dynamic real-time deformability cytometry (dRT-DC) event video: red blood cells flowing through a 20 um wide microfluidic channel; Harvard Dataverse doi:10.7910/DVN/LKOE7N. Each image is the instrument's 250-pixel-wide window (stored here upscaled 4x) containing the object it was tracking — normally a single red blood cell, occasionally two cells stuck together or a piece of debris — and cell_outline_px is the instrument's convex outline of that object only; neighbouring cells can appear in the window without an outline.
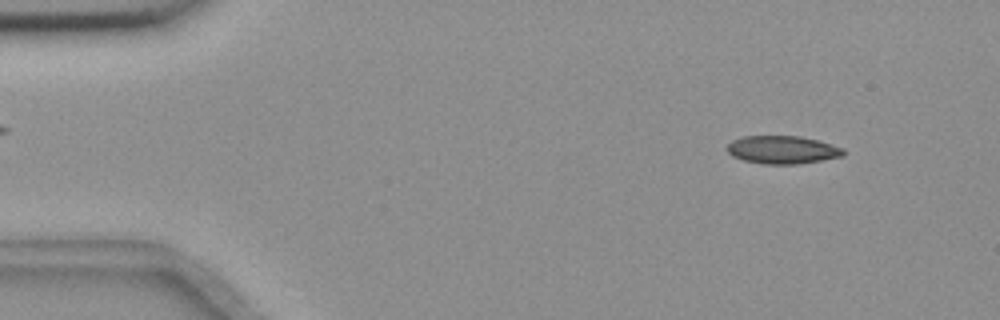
{"species": "common noctule bat (a hibernating species)", "species_latin": "Nyctalus noctula", "temperature_condition": "room temperature", "stored_images_in_passage": 54, "camera_frame_rate_fps": 3000, "um_per_image_px": 0.085, "animal": {"sex": "female", "body_mass_g": 18.4}, "frame": {"image": 1, "passage_image": 5, "time_ms": 1.333, "image_size_px": [1000, 320], "cell_outline_px": [[844, 156], [796, 164], [764, 164], [744, 160], [732, 156], [724, 148], [732, 140], [744, 136], [800, 136], [816, 140], [844, 148]], "centroid_in_image_um": [66.47, 12.73], "position_along_channel_um": 18.5, "area_um2": 18.9}}
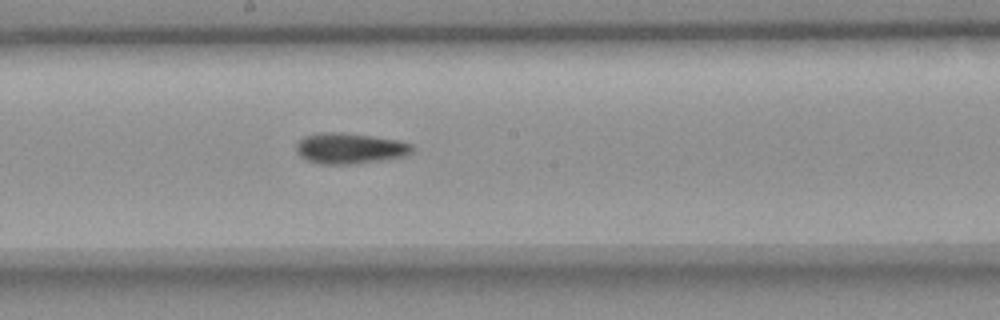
{"frame": {"image": 2, "passage_image": 29, "time_ms": 9.333, "image_size_px": [1000, 320], "cell_outline_px": [[412, 152], [404, 156], [356, 164], [320, 164], [308, 160], [300, 156], [296, 152], [296, 144], [304, 136], [316, 132], [344, 132], [372, 136], [396, 140], [412, 144]], "centroid_in_image_um": [29.69, 12.6], "position_along_channel_um": 218.5, "area_um2": 20.81}}
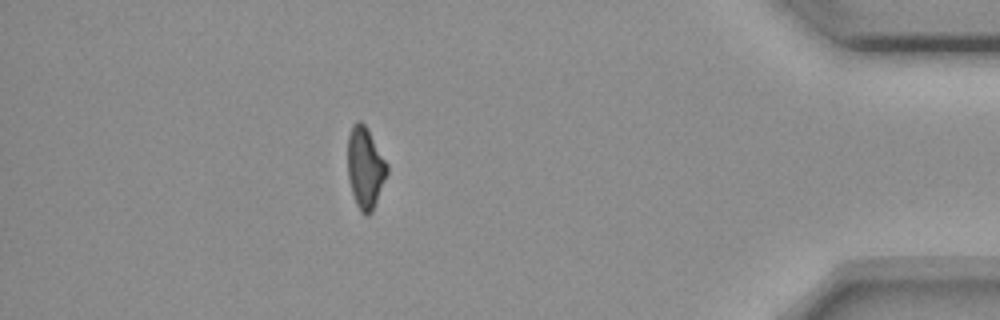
{"frame": {"image": 3, "passage_image": 48, "time_ms": 15.667, "image_size_px": [1000, 320], "cell_outline_px": [[388, 172], [372, 212], [368, 216], [364, 216], [360, 212], [356, 204], [352, 192], [348, 176], [348, 136], [352, 124], [356, 120], [360, 120], [364, 124], [388, 164]], "centroid_in_image_um": [31.04, 14.27], "position_along_channel_um": 404.2, "area_um2": 18.61}, "authors_computed_cell_mechanics": {"area_um2": 19.6809, "velocity_mm_per_s": 3.6573, "shape_relaxation_time_tau1_ms": null, "shape_relaxation_time_tau2_ms": 7.1273, "deformation_change_tau1": null, "deformation_change_tau2": 0.1455}}